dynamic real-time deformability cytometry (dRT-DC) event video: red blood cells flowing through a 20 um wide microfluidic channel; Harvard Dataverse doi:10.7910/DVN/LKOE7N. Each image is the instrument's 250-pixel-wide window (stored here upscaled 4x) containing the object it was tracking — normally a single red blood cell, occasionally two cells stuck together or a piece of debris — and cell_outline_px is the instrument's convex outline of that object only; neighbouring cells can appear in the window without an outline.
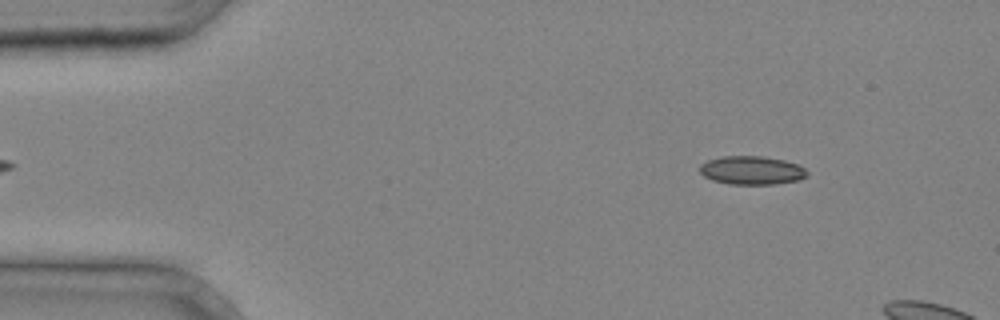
{"species": "common noctule bat (a hibernating species)", "species_latin": "Nyctalus noctula", "temperature_condition": "cold", "stored_images_in_passage": 3, "segment_of_instrument_passage": [2, 2], "camera_frame_rate_fps": 3000, "um_per_image_px": 0.085, "animal": {"sex": "male", "body_mass_g": 20.4}, "frame": {"image": 1, "passage_image": 3, "time_ms": 0.667, "image_size_px": [1000, 320], "cell_outline_px": [[808, 176], [800, 180], [776, 184], [728, 184], [712, 180], [704, 176], [700, 172], [700, 164], [708, 160], [724, 156], [764, 156], [784, 160], [796, 164], [804, 168], [808, 172]], "centroid_in_image_um": [63.91, 14.48], "position_along_channel_um": 21.1, "area_um2": 17.92}}